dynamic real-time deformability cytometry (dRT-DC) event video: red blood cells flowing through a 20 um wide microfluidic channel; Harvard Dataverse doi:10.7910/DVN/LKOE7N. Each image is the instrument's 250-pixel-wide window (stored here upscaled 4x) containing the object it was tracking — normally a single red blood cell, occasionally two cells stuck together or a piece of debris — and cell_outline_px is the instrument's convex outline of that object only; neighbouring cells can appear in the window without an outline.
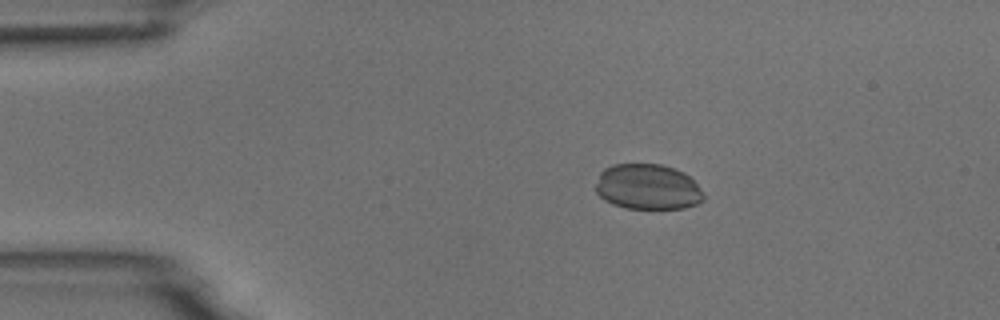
{"species": "common noctule bat (a hibernating species)", "species_latin": "Nyctalus noctula", "temperature_condition": "room temperature", "stored_images_in_passage": 6, "camera_frame_rate_fps": 3000, "um_per_image_px": 0.085, "animal": {"sex": "male", "body_mass_g": 18.8}, "frame": {"image": 1, "passage_image": 3, "time_ms": 2.333, "image_size_px": [1000, 320], "cell_outline_px": [[704, 200], [696, 204], [684, 208], [624, 208], [612, 204], [604, 200], [596, 192], [596, 184], [600, 172], [604, 168], [612, 164], [660, 164], [684, 172], [704, 192]], "centroid_in_image_um": [55.04, 15.88], "position_along_channel_um": 30.0, "area_um2": 28.61}}
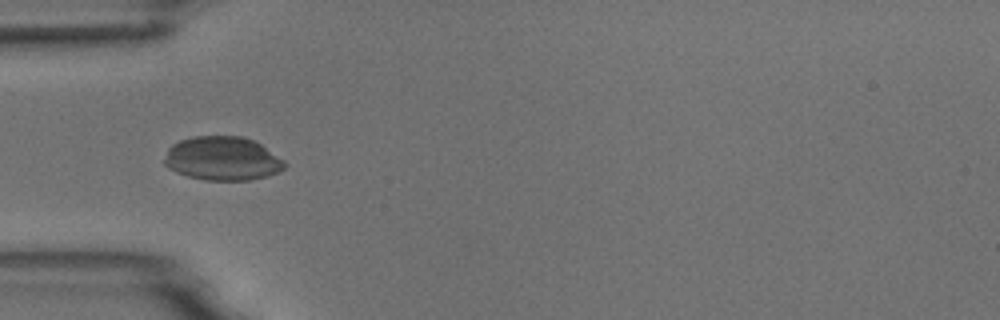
{"frame": {"image": 2, "passage_image": 5, "time_ms": 4.667, "image_size_px": [1000, 320], "cell_outline_px": [[288, 164], [280, 172], [268, 176], [248, 180], [204, 180], [188, 176], [176, 172], [168, 168], [164, 164], [164, 160], [168, 148], [172, 144], [180, 140], [192, 136], [244, 136], [260, 144], [284, 160]], "centroid_in_image_um": [18.91, 13.48], "position_along_channel_um": 66.1, "area_um2": 30.87}}